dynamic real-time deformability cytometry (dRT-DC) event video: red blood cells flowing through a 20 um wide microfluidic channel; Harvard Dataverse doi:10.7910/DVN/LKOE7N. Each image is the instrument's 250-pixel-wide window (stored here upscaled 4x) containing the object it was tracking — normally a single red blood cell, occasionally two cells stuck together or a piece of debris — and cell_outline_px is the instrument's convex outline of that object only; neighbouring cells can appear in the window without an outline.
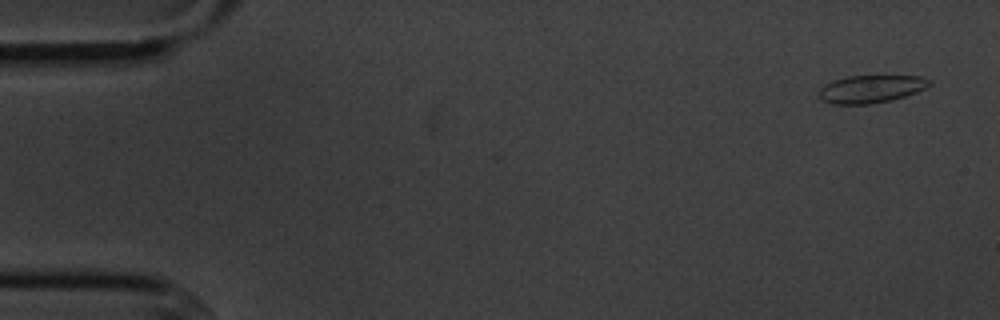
{"species": "common noctule bat (a hibernating species)", "species_latin": "Nyctalus noctula", "temperature_condition": "cold", "stored_images_in_passage": 6, "camera_frame_rate_fps": 3000, "um_per_image_px": 0.085, "animal": {"sex": "male", "body_mass_g": 20.1, "forearm_length_mm": 53.5}, "frame": {"image": 1, "passage_image": 1, "time_ms": 0.0, "image_size_px": [1000, 320], "cell_outline_px": [[932, 84], [916, 92], [892, 100], [868, 104], [832, 104], [824, 100], [820, 96], [820, 88], [824, 84], [832, 80], [848, 76], [920, 76], [932, 80]], "centroid_in_image_um": [74.04, 7.55], "position_along_channel_um": 11.0, "area_um2": 17.74}}
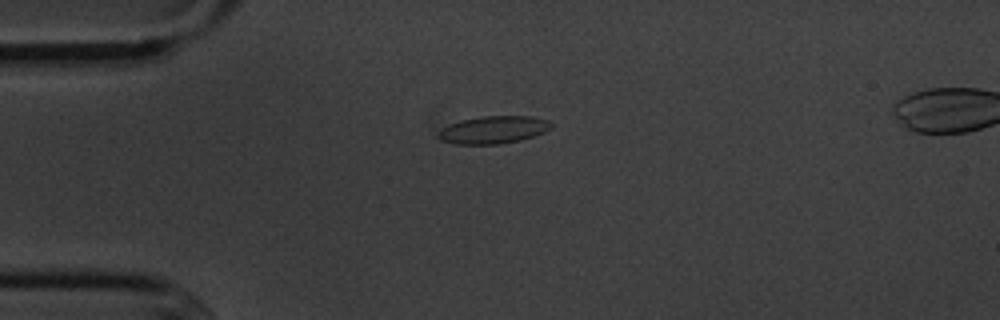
{"frame": {"image": 2, "passage_image": 4, "time_ms": 3.667, "image_size_px": [1000, 320], "cell_outline_px": [[552, 128], [544, 132], [520, 140], [500, 144], [452, 144], [440, 140], [436, 136], [436, 132], [440, 128], [448, 124], [460, 120], [484, 116], [532, 116], [548, 120], [552, 124]], "centroid_in_image_um": [41.87, 11.03], "position_along_channel_um": 43.1, "area_um2": 18.38}}
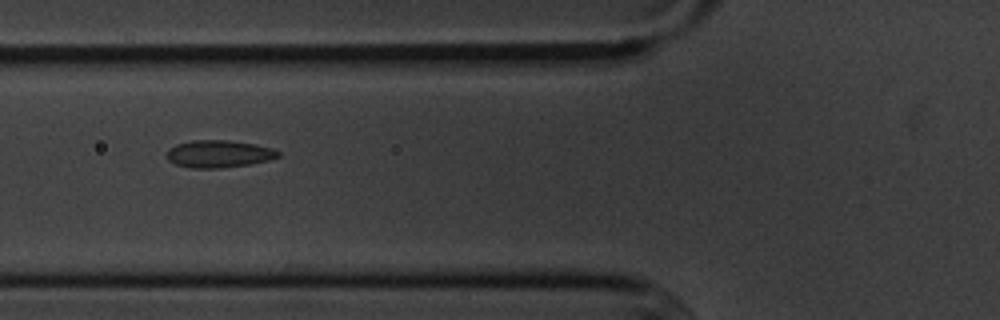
{"frame": {"image": 3, "passage_image": 6, "time_ms": 6.0, "image_size_px": [1000, 320], "cell_outline_px": [[280, 156], [268, 160], [252, 164], [220, 168], [192, 168], [176, 164], [168, 160], [168, 148], [176, 144], [192, 140], [228, 140], [252, 144], [272, 148], [280, 152]], "centroid_in_image_um": [18.6, 13.08], "position_along_channel_um": 107.2, "area_um2": 17.69}}